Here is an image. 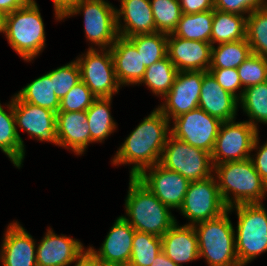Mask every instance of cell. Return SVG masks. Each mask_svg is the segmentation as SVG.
I'll use <instances>...</instances> for the list:
<instances>
[{
  "mask_svg": "<svg viewBox=\"0 0 267 266\" xmlns=\"http://www.w3.org/2000/svg\"><path fill=\"white\" fill-rule=\"evenodd\" d=\"M170 121L156 108L131 132L116 152L112 163L134 164L130 177L137 178L146 168L160 162ZM169 131V132H168Z\"/></svg>",
  "mask_w": 267,
  "mask_h": 266,
  "instance_id": "cell-1",
  "label": "cell"
},
{
  "mask_svg": "<svg viewBox=\"0 0 267 266\" xmlns=\"http://www.w3.org/2000/svg\"><path fill=\"white\" fill-rule=\"evenodd\" d=\"M217 185L227 208L240 204L262 203L267 184L255 170L251 158L243 161L225 162L214 165ZM233 195L230 198L231 193Z\"/></svg>",
  "mask_w": 267,
  "mask_h": 266,
  "instance_id": "cell-2",
  "label": "cell"
},
{
  "mask_svg": "<svg viewBox=\"0 0 267 266\" xmlns=\"http://www.w3.org/2000/svg\"><path fill=\"white\" fill-rule=\"evenodd\" d=\"M125 209L128 218L122 217L136 231L162 237L176 223L170 208L134 177H130Z\"/></svg>",
  "mask_w": 267,
  "mask_h": 266,
  "instance_id": "cell-3",
  "label": "cell"
},
{
  "mask_svg": "<svg viewBox=\"0 0 267 266\" xmlns=\"http://www.w3.org/2000/svg\"><path fill=\"white\" fill-rule=\"evenodd\" d=\"M6 37L10 46L24 59L33 60L45 47L44 23L35 0L6 17Z\"/></svg>",
  "mask_w": 267,
  "mask_h": 266,
  "instance_id": "cell-4",
  "label": "cell"
},
{
  "mask_svg": "<svg viewBox=\"0 0 267 266\" xmlns=\"http://www.w3.org/2000/svg\"><path fill=\"white\" fill-rule=\"evenodd\" d=\"M228 213L227 210L218 218L193 225L198 237L199 257H204L209 266H241Z\"/></svg>",
  "mask_w": 267,
  "mask_h": 266,
  "instance_id": "cell-5",
  "label": "cell"
},
{
  "mask_svg": "<svg viewBox=\"0 0 267 266\" xmlns=\"http://www.w3.org/2000/svg\"><path fill=\"white\" fill-rule=\"evenodd\" d=\"M238 217L236 253L241 266L267 251V210L262 203L235 205Z\"/></svg>",
  "mask_w": 267,
  "mask_h": 266,
  "instance_id": "cell-6",
  "label": "cell"
},
{
  "mask_svg": "<svg viewBox=\"0 0 267 266\" xmlns=\"http://www.w3.org/2000/svg\"><path fill=\"white\" fill-rule=\"evenodd\" d=\"M84 13L86 38L100 49H110L119 37L116 9L105 0H76L63 13L62 17Z\"/></svg>",
  "mask_w": 267,
  "mask_h": 266,
  "instance_id": "cell-7",
  "label": "cell"
},
{
  "mask_svg": "<svg viewBox=\"0 0 267 266\" xmlns=\"http://www.w3.org/2000/svg\"><path fill=\"white\" fill-rule=\"evenodd\" d=\"M159 164L178 172L189 182L209 178L214 171L211 153L176 139L171 134L167 138Z\"/></svg>",
  "mask_w": 267,
  "mask_h": 266,
  "instance_id": "cell-8",
  "label": "cell"
},
{
  "mask_svg": "<svg viewBox=\"0 0 267 266\" xmlns=\"http://www.w3.org/2000/svg\"><path fill=\"white\" fill-rule=\"evenodd\" d=\"M214 175L204 180L190 182L180 212L195 225L220 217L227 211Z\"/></svg>",
  "mask_w": 267,
  "mask_h": 266,
  "instance_id": "cell-9",
  "label": "cell"
},
{
  "mask_svg": "<svg viewBox=\"0 0 267 266\" xmlns=\"http://www.w3.org/2000/svg\"><path fill=\"white\" fill-rule=\"evenodd\" d=\"M257 135L258 128L248 121L235 122L234 119L222 122L211 153L213 165L253 157L250 152Z\"/></svg>",
  "mask_w": 267,
  "mask_h": 266,
  "instance_id": "cell-10",
  "label": "cell"
},
{
  "mask_svg": "<svg viewBox=\"0 0 267 266\" xmlns=\"http://www.w3.org/2000/svg\"><path fill=\"white\" fill-rule=\"evenodd\" d=\"M100 51L92 46L83 57L76 59L81 81L96 98H112L114 93H118L120 84L116 78L111 50L100 49Z\"/></svg>",
  "mask_w": 267,
  "mask_h": 266,
  "instance_id": "cell-11",
  "label": "cell"
},
{
  "mask_svg": "<svg viewBox=\"0 0 267 266\" xmlns=\"http://www.w3.org/2000/svg\"><path fill=\"white\" fill-rule=\"evenodd\" d=\"M171 135L189 145L212 153L222 121L197 107L172 119Z\"/></svg>",
  "mask_w": 267,
  "mask_h": 266,
  "instance_id": "cell-12",
  "label": "cell"
},
{
  "mask_svg": "<svg viewBox=\"0 0 267 266\" xmlns=\"http://www.w3.org/2000/svg\"><path fill=\"white\" fill-rule=\"evenodd\" d=\"M203 76L204 71H178L165 102L158 107L169 121L198 107Z\"/></svg>",
  "mask_w": 267,
  "mask_h": 266,
  "instance_id": "cell-13",
  "label": "cell"
},
{
  "mask_svg": "<svg viewBox=\"0 0 267 266\" xmlns=\"http://www.w3.org/2000/svg\"><path fill=\"white\" fill-rule=\"evenodd\" d=\"M137 179L165 206L178 210L190 183L178 172L166 169L159 163L146 168Z\"/></svg>",
  "mask_w": 267,
  "mask_h": 266,
  "instance_id": "cell-14",
  "label": "cell"
},
{
  "mask_svg": "<svg viewBox=\"0 0 267 266\" xmlns=\"http://www.w3.org/2000/svg\"><path fill=\"white\" fill-rule=\"evenodd\" d=\"M13 111L16 128L26 131L31 138L50 141L58 145L56 137V113L13 97Z\"/></svg>",
  "mask_w": 267,
  "mask_h": 266,
  "instance_id": "cell-15",
  "label": "cell"
},
{
  "mask_svg": "<svg viewBox=\"0 0 267 266\" xmlns=\"http://www.w3.org/2000/svg\"><path fill=\"white\" fill-rule=\"evenodd\" d=\"M211 43L167 35V56L178 71H208Z\"/></svg>",
  "mask_w": 267,
  "mask_h": 266,
  "instance_id": "cell-16",
  "label": "cell"
},
{
  "mask_svg": "<svg viewBox=\"0 0 267 266\" xmlns=\"http://www.w3.org/2000/svg\"><path fill=\"white\" fill-rule=\"evenodd\" d=\"M37 251L32 236L19 222L10 223L1 245L3 266H37Z\"/></svg>",
  "mask_w": 267,
  "mask_h": 266,
  "instance_id": "cell-17",
  "label": "cell"
},
{
  "mask_svg": "<svg viewBox=\"0 0 267 266\" xmlns=\"http://www.w3.org/2000/svg\"><path fill=\"white\" fill-rule=\"evenodd\" d=\"M37 246V266H68L84 251L81 242L51 229Z\"/></svg>",
  "mask_w": 267,
  "mask_h": 266,
  "instance_id": "cell-18",
  "label": "cell"
},
{
  "mask_svg": "<svg viewBox=\"0 0 267 266\" xmlns=\"http://www.w3.org/2000/svg\"><path fill=\"white\" fill-rule=\"evenodd\" d=\"M238 103L236 96L224 90L209 71H204L198 107L225 122L235 119Z\"/></svg>",
  "mask_w": 267,
  "mask_h": 266,
  "instance_id": "cell-19",
  "label": "cell"
},
{
  "mask_svg": "<svg viewBox=\"0 0 267 266\" xmlns=\"http://www.w3.org/2000/svg\"><path fill=\"white\" fill-rule=\"evenodd\" d=\"M56 137L59 146L82 155L90 143L86 111L57 112Z\"/></svg>",
  "mask_w": 267,
  "mask_h": 266,
  "instance_id": "cell-20",
  "label": "cell"
},
{
  "mask_svg": "<svg viewBox=\"0 0 267 266\" xmlns=\"http://www.w3.org/2000/svg\"><path fill=\"white\" fill-rule=\"evenodd\" d=\"M134 234L135 229L122 216H119L101 248L98 251L93 247L89 249L105 264L130 262Z\"/></svg>",
  "mask_w": 267,
  "mask_h": 266,
  "instance_id": "cell-21",
  "label": "cell"
},
{
  "mask_svg": "<svg viewBox=\"0 0 267 266\" xmlns=\"http://www.w3.org/2000/svg\"><path fill=\"white\" fill-rule=\"evenodd\" d=\"M125 24H120V17ZM117 30L121 37L128 38L140 34L155 32V22L150 0H121L120 9H116Z\"/></svg>",
  "mask_w": 267,
  "mask_h": 266,
  "instance_id": "cell-22",
  "label": "cell"
},
{
  "mask_svg": "<svg viewBox=\"0 0 267 266\" xmlns=\"http://www.w3.org/2000/svg\"><path fill=\"white\" fill-rule=\"evenodd\" d=\"M116 78L120 86L139 84L146 67L137 48L124 37L119 36L110 48Z\"/></svg>",
  "mask_w": 267,
  "mask_h": 266,
  "instance_id": "cell-23",
  "label": "cell"
},
{
  "mask_svg": "<svg viewBox=\"0 0 267 266\" xmlns=\"http://www.w3.org/2000/svg\"><path fill=\"white\" fill-rule=\"evenodd\" d=\"M162 252L175 264L197 260L198 237L193 225L179 226L176 222L162 237Z\"/></svg>",
  "mask_w": 267,
  "mask_h": 266,
  "instance_id": "cell-24",
  "label": "cell"
},
{
  "mask_svg": "<svg viewBox=\"0 0 267 266\" xmlns=\"http://www.w3.org/2000/svg\"><path fill=\"white\" fill-rule=\"evenodd\" d=\"M9 114L0 103V150L5 153L17 168H20L25 156V145L16 128L13 98L7 105Z\"/></svg>",
  "mask_w": 267,
  "mask_h": 266,
  "instance_id": "cell-25",
  "label": "cell"
},
{
  "mask_svg": "<svg viewBox=\"0 0 267 266\" xmlns=\"http://www.w3.org/2000/svg\"><path fill=\"white\" fill-rule=\"evenodd\" d=\"M246 18L214 9L211 45L246 39Z\"/></svg>",
  "mask_w": 267,
  "mask_h": 266,
  "instance_id": "cell-26",
  "label": "cell"
},
{
  "mask_svg": "<svg viewBox=\"0 0 267 266\" xmlns=\"http://www.w3.org/2000/svg\"><path fill=\"white\" fill-rule=\"evenodd\" d=\"M111 99V97L96 98L86 110L90 143L104 141L116 128L110 113Z\"/></svg>",
  "mask_w": 267,
  "mask_h": 266,
  "instance_id": "cell-27",
  "label": "cell"
},
{
  "mask_svg": "<svg viewBox=\"0 0 267 266\" xmlns=\"http://www.w3.org/2000/svg\"><path fill=\"white\" fill-rule=\"evenodd\" d=\"M213 16L214 10L193 14L182 13L173 34L187 40L211 43Z\"/></svg>",
  "mask_w": 267,
  "mask_h": 266,
  "instance_id": "cell-28",
  "label": "cell"
},
{
  "mask_svg": "<svg viewBox=\"0 0 267 266\" xmlns=\"http://www.w3.org/2000/svg\"><path fill=\"white\" fill-rule=\"evenodd\" d=\"M16 95L24 102L49 109L55 113L60 107V100L54 92L48 73L27 84Z\"/></svg>",
  "mask_w": 267,
  "mask_h": 266,
  "instance_id": "cell-29",
  "label": "cell"
},
{
  "mask_svg": "<svg viewBox=\"0 0 267 266\" xmlns=\"http://www.w3.org/2000/svg\"><path fill=\"white\" fill-rule=\"evenodd\" d=\"M252 55L251 47L246 39L214 45L211 49L209 69L238 68Z\"/></svg>",
  "mask_w": 267,
  "mask_h": 266,
  "instance_id": "cell-30",
  "label": "cell"
},
{
  "mask_svg": "<svg viewBox=\"0 0 267 266\" xmlns=\"http://www.w3.org/2000/svg\"><path fill=\"white\" fill-rule=\"evenodd\" d=\"M178 70L168 56L146 67L140 83H144L155 95L164 96L171 89Z\"/></svg>",
  "mask_w": 267,
  "mask_h": 266,
  "instance_id": "cell-31",
  "label": "cell"
},
{
  "mask_svg": "<svg viewBox=\"0 0 267 266\" xmlns=\"http://www.w3.org/2000/svg\"><path fill=\"white\" fill-rule=\"evenodd\" d=\"M239 100L253 127L257 128L255 122L267 124V81L246 87Z\"/></svg>",
  "mask_w": 267,
  "mask_h": 266,
  "instance_id": "cell-32",
  "label": "cell"
},
{
  "mask_svg": "<svg viewBox=\"0 0 267 266\" xmlns=\"http://www.w3.org/2000/svg\"><path fill=\"white\" fill-rule=\"evenodd\" d=\"M127 39L137 48L145 67L167 56V34L154 32L131 36Z\"/></svg>",
  "mask_w": 267,
  "mask_h": 266,
  "instance_id": "cell-33",
  "label": "cell"
},
{
  "mask_svg": "<svg viewBox=\"0 0 267 266\" xmlns=\"http://www.w3.org/2000/svg\"><path fill=\"white\" fill-rule=\"evenodd\" d=\"M246 40L253 54L267 59V7L254 10L247 15Z\"/></svg>",
  "mask_w": 267,
  "mask_h": 266,
  "instance_id": "cell-34",
  "label": "cell"
},
{
  "mask_svg": "<svg viewBox=\"0 0 267 266\" xmlns=\"http://www.w3.org/2000/svg\"><path fill=\"white\" fill-rule=\"evenodd\" d=\"M162 252V239L135 230L130 257L132 266H151L155 257Z\"/></svg>",
  "mask_w": 267,
  "mask_h": 266,
  "instance_id": "cell-35",
  "label": "cell"
},
{
  "mask_svg": "<svg viewBox=\"0 0 267 266\" xmlns=\"http://www.w3.org/2000/svg\"><path fill=\"white\" fill-rule=\"evenodd\" d=\"M155 32L172 34L182 16L179 0H150Z\"/></svg>",
  "mask_w": 267,
  "mask_h": 266,
  "instance_id": "cell-36",
  "label": "cell"
},
{
  "mask_svg": "<svg viewBox=\"0 0 267 266\" xmlns=\"http://www.w3.org/2000/svg\"><path fill=\"white\" fill-rule=\"evenodd\" d=\"M243 90L239 93V99L246 87L267 81V59L253 54L237 68Z\"/></svg>",
  "mask_w": 267,
  "mask_h": 266,
  "instance_id": "cell-37",
  "label": "cell"
},
{
  "mask_svg": "<svg viewBox=\"0 0 267 266\" xmlns=\"http://www.w3.org/2000/svg\"><path fill=\"white\" fill-rule=\"evenodd\" d=\"M48 74L50 75L54 92L59 100L81 81L80 68L75 60L48 72Z\"/></svg>",
  "mask_w": 267,
  "mask_h": 266,
  "instance_id": "cell-38",
  "label": "cell"
},
{
  "mask_svg": "<svg viewBox=\"0 0 267 266\" xmlns=\"http://www.w3.org/2000/svg\"><path fill=\"white\" fill-rule=\"evenodd\" d=\"M96 99V96L80 81L60 100L58 112L86 111Z\"/></svg>",
  "mask_w": 267,
  "mask_h": 266,
  "instance_id": "cell-39",
  "label": "cell"
},
{
  "mask_svg": "<svg viewBox=\"0 0 267 266\" xmlns=\"http://www.w3.org/2000/svg\"><path fill=\"white\" fill-rule=\"evenodd\" d=\"M267 0H213L214 9L238 14H250L254 10L267 7Z\"/></svg>",
  "mask_w": 267,
  "mask_h": 266,
  "instance_id": "cell-40",
  "label": "cell"
},
{
  "mask_svg": "<svg viewBox=\"0 0 267 266\" xmlns=\"http://www.w3.org/2000/svg\"><path fill=\"white\" fill-rule=\"evenodd\" d=\"M216 79L218 84L226 91L230 92L239 99L236 90L242 88L241 80L237 68L230 69H209L208 70Z\"/></svg>",
  "mask_w": 267,
  "mask_h": 266,
  "instance_id": "cell-41",
  "label": "cell"
},
{
  "mask_svg": "<svg viewBox=\"0 0 267 266\" xmlns=\"http://www.w3.org/2000/svg\"><path fill=\"white\" fill-rule=\"evenodd\" d=\"M258 144L259 138L257 135L253 143L252 151L255 149L259 150H257L258 152L255 155V159L251 156V160L254 164L255 170L258 172L262 180L267 184V142L260 146L261 148L258 147Z\"/></svg>",
  "mask_w": 267,
  "mask_h": 266,
  "instance_id": "cell-42",
  "label": "cell"
},
{
  "mask_svg": "<svg viewBox=\"0 0 267 266\" xmlns=\"http://www.w3.org/2000/svg\"><path fill=\"white\" fill-rule=\"evenodd\" d=\"M179 4L185 14L214 10L213 0H179Z\"/></svg>",
  "mask_w": 267,
  "mask_h": 266,
  "instance_id": "cell-43",
  "label": "cell"
},
{
  "mask_svg": "<svg viewBox=\"0 0 267 266\" xmlns=\"http://www.w3.org/2000/svg\"><path fill=\"white\" fill-rule=\"evenodd\" d=\"M74 262H76L75 266H105V263L89 248L84 250Z\"/></svg>",
  "mask_w": 267,
  "mask_h": 266,
  "instance_id": "cell-44",
  "label": "cell"
},
{
  "mask_svg": "<svg viewBox=\"0 0 267 266\" xmlns=\"http://www.w3.org/2000/svg\"><path fill=\"white\" fill-rule=\"evenodd\" d=\"M29 0H0V10L6 14L23 7Z\"/></svg>",
  "mask_w": 267,
  "mask_h": 266,
  "instance_id": "cell-45",
  "label": "cell"
},
{
  "mask_svg": "<svg viewBox=\"0 0 267 266\" xmlns=\"http://www.w3.org/2000/svg\"><path fill=\"white\" fill-rule=\"evenodd\" d=\"M76 0H53L55 17L57 20H62V13Z\"/></svg>",
  "mask_w": 267,
  "mask_h": 266,
  "instance_id": "cell-46",
  "label": "cell"
},
{
  "mask_svg": "<svg viewBox=\"0 0 267 266\" xmlns=\"http://www.w3.org/2000/svg\"><path fill=\"white\" fill-rule=\"evenodd\" d=\"M151 266H180L175 264L170 258H168L163 252L159 253Z\"/></svg>",
  "mask_w": 267,
  "mask_h": 266,
  "instance_id": "cell-47",
  "label": "cell"
},
{
  "mask_svg": "<svg viewBox=\"0 0 267 266\" xmlns=\"http://www.w3.org/2000/svg\"><path fill=\"white\" fill-rule=\"evenodd\" d=\"M6 17H7V14L0 10V33H4L6 32Z\"/></svg>",
  "mask_w": 267,
  "mask_h": 266,
  "instance_id": "cell-48",
  "label": "cell"
},
{
  "mask_svg": "<svg viewBox=\"0 0 267 266\" xmlns=\"http://www.w3.org/2000/svg\"><path fill=\"white\" fill-rule=\"evenodd\" d=\"M105 266H132L130 262L124 263H106Z\"/></svg>",
  "mask_w": 267,
  "mask_h": 266,
  "instance_id": "cell-49",
  "label": "cell"
}]
</instances>
